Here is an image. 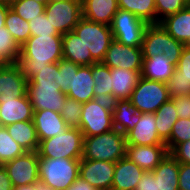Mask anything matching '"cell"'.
<instances>
[{
    "instance_id": "obj_1",
    "label": "cell",
    "mask_w": 190,
    "mask_h": 190,
    "mask_svg": "<svg viewBox=\"0 0 190 190\" xmlns=\"http://www.w3.org/2000/svg\"><path fill=\"white\" fill-rule=\"evenodd\" d=\"M58 69L59 62L48 63L40 69H22L28 80L26 93L33 111L52 110L60 113L67 95L55 81Z\"/></svg>"
},
{
    "instance_id": "obj_2",
    "label": "cell",
    "mask_w": 190,
    "mask_h": 190,
    "mask_svg": "<svg viewBox=\"0 0 190 190\" xmlns=\"http://www.w3.org/2000/svg\"><path fill=\"white\" fill-rule=\"evenodd\" d=\"M61 59L62 35L30 36L20 46L18 64L21 69H40L48 63H58Z\"/></svg>"
},
{
    "instance_id": "obj_3",
    "label": "cell",
    "mask_w": 190,
    "mask_h": 190,
    "mask_svg": "<svg viewBox=\"0 0 190 190\" xmlns=\"http://www.w3.org/2000/svg\"><path fill=\"white\" fill-rule=\"evenodd\" d=\"M83 137L81 159L115 163L126 157V137L115 128L101 135Z\"/></svg>"
},
{
    "instance_id": "obj_4",
    "label": "cell",
    "mask_w": 190,
    "mask_h": 190,
    "mask_svg": "<svg viewBox=\"0 0 190 190\" xmlns=\"http://www.w3.org/2000/svg\"><path fill=\"white\" fill-rule=\"evenodd\" d=\"M80 161L39 157V180L53 190L68 189L79 178Z\"/></svg>"
},
{
    "instance_id": "obj_5",
    "label": "cell",
    "mask_w": 190,
    "mask_h": 190,
    "mask_svg": "<svg viewBox=\"0 0 190 190\" xmlns=\"http://www.w3.org/2000/svg\"><path fill=\"white\" fill-rule=\"evenodd\" d=\"M185 44L175 40L162 26L148 24L142 42L143 58L164 55L173 65H177Z\"/></svg>"
},
{
    "instance_id": "obj_6",
    "label": "cell",
    "mask_w": 190,
    "mask_h": 190,
    "mask_svg": "<svg viewBox=\"0 0 190 190\" xmlns=\"http://www.w3.org/2000/svg\"><path fill=\"white\" fill-rule=\"evenodd\" d=\"M83 138V133L79 128L68 127L62 134L39 141L38 156L81 159Z\"/></svg>"
},
{
    "instance_id": "obj_7",
    "label": "cell",
    "mask_w": 190,
    "mask_h": 190,
    "mask_svg": "<svg viewBox=\"0 0 190 190\" xmlns=\"http://www.w3.org/2000/svg\"><path fill=\"white\" fill-rule=\"evenodd\" d=\"M79 129L83 136H97L114 129L112 102L92 99L83 103Z\"/></svg>"
},
{
    "instance_id": "obj_8",
    "label": "cell",
    "mask_w": 190,
    "mask_h": 190,
    "mask_svg": "<svg viewBox=\"0 0 190 190\" xmlns=\"http://www.w3.org/2000/svg\"><path fill=\"white\" fill-rule=\"evenodd\" d=\"M73 31L79 36L86 49L90 50L92 58L97 63L102 62L113 40L110 26L91 22L82 17Z\"/></svg>"
},
{
    "instance_id": "obj_9",
    "label": "cell",
    "mask_w": 190,
    "mask_h": 190,
    "mask_svg": "<svg viewBox=\"0 0 190 190\" xmlns=\"http://www.w3.org/2000/svg\"><path fill=\"white\" fill-rule=\"evenodd\" d=\"M148 26L144 20L133 13L118 9L110 25L113 39L123 45L141 47L145 30Z\"/></svg>"
},
{
    "instance_id": "obj_10",
    "label": "cell",
    "mask_w": 190,
    "mask_h": 190,
    "mask_svg": "<svg viewBox=\"0 0 190 190\" xmlns=\"http://www.w3.org/2000/svg\"><path fill=\"white\" fill-rule=\"evenodd\" d=\"M170 99L164 82L140 78L129 100L140 113L155 111Z\"/></svg>"
},
{
    "instance_id": "obj_11",
    "label": "cell",
    "mask_w": 190,
    "mask_h": 190,
    "mask_svg": "<svg viewBox=\"0 0 190 190\" xmlns=\"http://www.w3.org/2000/svg\"><path fill=\"white\" fill-rule=\"evenodd\" d=\"M45 14L59 34H66L73 31L82 18V0L47 3Z\"/></svg>"
},
{
    "instance_id": "obj_12",
    "label": "cell",
    "mask_w": 190,
    "mask_h": 190,
    "mask_svg": "<svg viewBox=\"0 0 190 190\" xmlns=\"http://www.w3.org/2000/svg\"><path fill=\"white\" fill-rule=\"evenodd\" d=\"M13 187L34 184L39 180V156L37 151L24 154L3 164Z\"/></svg>"
},
{
    "instance_id": "obj_13",
    "label": "cell",
    "mask_w": 190,
    "mask_h": 190,
    "mask_svg": "<svg viewBox=\"0 0 190 190\" xmlns=\"http://www.w3.org/2000/svg\"><path fill=\"white\" fill-rule=\"evenodd\" d=\"M102 63L110 69L122 68L141 72L143 55L141 47L123 45L113 39Z\"/></svg>"
},
{
    "instance_id": "obj_14",
    "label": "cell",
    "mask_w": 190,
    "mask_h": 190,
    "mask_svg": "<svg viewBox=\"0 0 190 190\" xmlns=\"http://www.w3.org/2000/svg\"><path fill=\"white\" fill-rule=\"evenodd\" d=\"M114 169V162L81 159L79 177L98 190H111Z\"/></svg>"
},
{
    "instance_id": "obj_15",
    "label": "cell",
    "mask_w": 190,
    "mask_h": 190,
    "mask_svg": "<svg viewBox=\"0 0 190 190\" xmlns=\"http://www.w3.org/2000/svg\"><path fill=\"white\" fill-rule=\"evenodd\" d=\"M33 108L27 93L22 97L0 95V126L33 120Z\"/></svg>"
},
{
    "instance_id": "obj_16",
    "label": "cell",
    "mask_w": 190,
    "mask_h": 190,
    "mask_svg": "<svg viewBox=\"0 0 190 190\" xmlns=\"http://www.w3.org/2000/svg\"><path fill=\"white\" fill-rule=\"evenodd\" d=\"M165 144L127 145L126 157L144 171H153L168 154Z\"/></svg>"
},
{
    "instance_id": "obj_17",
    "label": "cell",
    "mask_w": 190,
    "mask_h": 190,
    "mask_svg": "<svg viewBox=\"0 0 190 190\" xmlns=\"http://www.w3.org/2000/svg\"><path fill=\"white\" fill-rule=\"evenodd\" d=\"M155 124L154 113H141L138 123L125 135L127 145L165 144L160 139Z\"/></svg>"
},
{
    "instance_id": "obj_18",
    "label": "cell",
    "mask_w": 190,
    "mask_h": 190,
    "mask_svg": "<svg viewBox=\"0 0 190 190\" xmlns=\"http://www.w3.org/2000/svg\"><path fill=\"white\" fill-rule=\"evenodd\" d=\"M33 123L39 141L62 134L68 128L61 114L52 110L34 111Z\"/></svg>"
},
{
    "instance_id": "obj_19",
    "label": "cell",
    "mask_w": 190,
    "mask_h": 190,
    "mask_svg": "<svg viewBox=\"0 0 190 190\" xmlns=\"http://www.w3.org/2000/svg\"><path fill=\"white\" fill-rule=\"evenodd\" d=\"M144 173L143 169L127 157L121 158L115 162L111 190H135Z\"/></svg>"
},
{
    "instance_id": "obj_20",
    "label": "cell",
    "mask_w": 190,
    "mask_h": 190,
    "mask_svg": "<svg viewBox=\"0 0 190 190\" xmlns=\"http://www.w3.org/2000/svg\"><path fill=\"white\" fill-rule=\"evenodd\" d=\"M94 86L92 65L80 66L78 70H73V79L66 95L83 104L94 99Z\"/></svg>"
},
{
    "instance_id": "obj_21",
    "label": "cell",
    "mask_w": 190,
    "mask_h": 190,
    "mask_svg": "<svg viewBox=\"0 0 190 190\" xmlns=\"http://www.w3.org/2000/svg\"><path fill=\"white\" fill-rule=\"evenodd\" d=\"M27 81L18 63L8 64L0 74V95L24 96L27 91Z\"/></svg>"
},
{
    "instance_id": "obj_22",
    "label": "cell",
    "mask_w": 190,
    "mask_h": 190,
    "mask_svg": "<svg viewBox=\"0 0 190 190\" xmlns=\"http://www.w3.org/2000/svg\"><path fill=\"white\" fill-rule=\"evenodd\" d=\"M118 9V0H82V17L91 22L110 26Z\"/></svg>"
},
{
    "instance_id": "obj_23",
    "label": "cell",
    "mask_w": 190,
    "mask_h": 190,
    "mask_svg": "<svg viewBox=\"0 0 190 190\" xmlns=\"http://www.w3.org/2000/svg\"><path fill=\"white\" fill-rule=\"evenodd\" d=\"M113 126L126 135L141 118V113L129 99L112 101Z\"/></svg>"
},
{
    "instance_id": "obj_24",
    "label": "cell",
    "mask_w": 190,
    "mask_h": 190,
    "mask_svg": "<svg viewBox=\"0 0 190 190\" xmlns=\"http://www.w3.org/2000/svg\"><path fill=\"white\" fill-rule=\"evenodd\" d=\"M62 54L63 59L79 66L97 63L92 58L90 50L86 49L81 39L74 31L62 35Z\"/></svg>"
},
{
    "instance_id": "obj_25",
    "label": "cell",
    "mask_w": 190,
    "mask_h": 190,
    "mask_svg": "<svg viewBox=\"0 0 190 190\" xmlns=\"http://www.w3.org/2000/svg\"><path fill=\"white\" fill-rule=\"evenodd\" d=\"M112 101L129 99L137 86L141 72L122 68L111 69Z\"/></svg>"
},
{
    "instance_id": "obj_26",
    "label": "cell",
    "mask_w": 190,
    "mask_h": 190,
    "mask_svg": "<svg viewBox=\"0 0 190 190\" xmlns=\"http://www.w3.org/2000/svg\"><path fill=\"white\" fill-rule=\"evenodd\" d=\"M159 23L175 40L190 45V4Z\"/></svg>"
},
{
    "instance_id": "obj_27",
    "label": "cell",
    "mask_w": 190,
    "mask_h": 190,
    "mask_svg": "<svg viewBox=\"0 0 190 190\" xmlns=\"http://www.w3.org/2000/svg\"><path fill=\"white\" fill-rule=\"evenodd\" d=\"M175 67L163 54L143 58L141 77L166 83L173 75Z\"/></svg>"
},
{
    "instance_id": "obj_28",
    "label": "cell",
    "mask_w": 190,
    "mask_h": 190,
    "mask_svg": "<svg viewBox=\"0 0 190 190\" xmlns=\"http://www.w3.org/2000/svg\"><path fill=\"white\" fill-rule=\"evenodd\" d=\"M179 167L180 163L168 153L155 169L151 171L155 179H157L158 190H179Z\"/></svg>"
},
{
    "instance_id": "obj_29",
    "label": "cell",
    "mask_w": 190,
    "mask_h": 190,
    "mask_svg": "<svg viewBox=\"0 0 190 190\" xmlns=\"http://www.w3.org/2000/svg\"><path fill=\"white\" fill-rule=\"evenodd\" d=\"M10 136L23 147L25 151H37L39 140L37 138L33 120L20 121L5 126Z\"/></svg>"
},
{
    "instance_id": "obj_30",
    "label": "cell",
    "mask_w": 190,
    "mask_h": 190,
    "mask_svg": "<svg viewBox=\"0 0 190 190\" xmlns=\"http://www.w3.org/2000/svg\"><path fill=\"white\" fill-rule=\"evenodd\" d=\"M94 99L112 102L111 69L102 62L92 64Z\"/></svg>"
},
{
    "instance_id": "obj_31",
    "label": "cell",
    "mask_w": 190,
    "mask_h": 190,
    "mask_svg": "<svg viewBox=\"0 0 190 190\" xmlns=\"http://www.w3.org/2000/svg\"><path fill=\"white\" fill-rule=\"evenodd\" d=\"M156 129L160 139L165 143L172 132L173 125L178 119L174 102L169 99L155 111Z\"/></svg>"
},
{
    "instance_id": "obj_32",
    "label": "cell",
    "mask_w": 190,
    "mask_h": 190,
    "mask_svg": "<svg viewBox=\"0 0 190 190\" xmlns=\"http://www.w3.org/2000/svg\"><path fill=\"white\" fill-rule=\"evenodd\" d=\"M118 7L133 13L148 24H157L155 0H118Z\"/></svg>"
},
{
    "instance_id": "obj_33",
    "label": "cell",
    "mask_w": 190,
    "mask_h": 190,
    "mask_svg": "<svg viewBox=\"0 0 190 190\" xmlns=\"http://www.w3.org/2000/svg\"><path fill=\"white\" fill-rule=\"evenodd\" d=\"M5 27L19 46H22L31 36L29 21H25L11 8L7 12Z\"/></svg>"
},
{
    "instance_id": "obj_34",
    "label": "cell",
    "mask_w": 190,
    "mask_h": 190,
    "mask_svg": "<svg viewBox=\"0 0 190 190\" xmlns=\"http://www.w3.org/2000/svg\"><path fill=\"white\" fill-rule=\"evenodd\" d=\"M20 58V46L4 26L0 28V60L7 64H16Z\"/></svg>"
},
{
    "instance_id": "obj_35",
    "label": "cell",
    "mask_w": 190,
    "mask_h": 190,
    "mask_svg": "<svg viewBox=\"0 0 190 190\" xmlns=\"http://www.w3.org/2000/svg\"><path fill=\"white\" fill-rule=\"evenodd\" d=\"M26 151L8 133L5 126H0V165L19 157Z\"/></svg>"
},
{
    "instance_id": "obj_36",
    "label": "cell",
    "mask_w": 190,
    "mask_h": 190,
    "mask_svg": "<svg viewBox=\"0 0 190 190\" xmlns=\"http://www.w3.org/2000/svg\"><path fill=\"white\" fill-rule=\"evenodd\" d=\"M46 5L33 0H16L10 7L25 21H30L45 12Z\"/></svg>"
},
{
    "instance_id": "obj_37",
    "label": "cell",
    "mask_w": 190,
    "mask_h": 190,
    "mask_svg": "<svg viewBox=\"0 0 190 190\" xmlns=\"http://www.w3.org/2000/svg\"><path fill=\"white\" fill-rule=\"evenodd\" d=\"M190 140V118L177 119L173 125V129L169 139L165 142L168 152L176 145Z\"/></svg>"
},
{
    "instance_id": "obj_38",
    "label": "cell",
    "mask_w": 190,
    "mask_h": 190,
    "mask_svg": "<svg viewBox=\"0 0 190 190\" xmlns=\"http://www.w3.org/2000/svg\"><path fill=\"white\" fill-rule=\"evenodd\" d=\"M81 111L82 103L67 97L61 108L60 114L68 127L79 128Z\"/></svg>"
},
{
    "instance_id": "obj_39",
    "label": "cell",
    "mask_w": 190,
    "mask_h": 190,
    "mask_svg": "<svg viewBox=\"0 0 190 190\" xmlns=\"http://www.w3.org/2000/svg\"><path fill=\"white\" fill-rule=\"evenodd\" d=\"M80 66L65 59L59 61V69L56 71V83L63 93H67L73 79V70H78Z\"/></svg>"
},
{
    "instance_id": "obj_40",
    "label": "cell",
    "mask_w": 190,
    "mask_h": 190,
    "mask_svg": "<svg viewBox=\"0 0 190 190\" xmlns=\"http://www.w3.org/2000/svg\"><path fill=\"white\" fill-rule=\"evenodd\" d=\"M155 4L158 24L165 17L186 8L190 3L188 0H155Z\"/></svg>"
},
{
    "instance_id": "obj_41",
    "label": "cell",
    "mask_w": 190,
    "mask_h": 190,
    "mask_svg": "<svg viewBox=\"0 0 190 190\" xmlns=\"http://www.w3.org/2000/svg\"><path fill=\"white\" fill-rule=\"evenodd\" d=\"M31 36L62 35L47 19L45 12L29 21Z\"/></svg>"
},
{
    "instance_id": "obj_42",
    "label": "cell",
    "mask_w": 190,
    "mask_h": 190,
    "mask_svg": "<svg viewBox=\"0 0 190 190\" xmlns=\"http://www.w3.org/2000/svg\"><path fill=\"white\" fill-rule=\"evenodd\" d=\"M169 79H185L190 81V45H185L179 61Z\"/></svg>"
},
{
    "instance_id": "obj_43",
    "label": "cell",
    "mask_w": 190,
    "mask_h": 190,
    "mask_svg": "<svg viewBox=\"0 0 190 190\" xmlns=\"http://www.w3.org/2000/svg\"><path fill=\"white\" fill-rule=\"evenodd\" d=\"M166 88L170 98L190 95V81L185 79H169L166 83Z\"/></svg>"
},
{
    "instance_id": "obj_44",
    "label": "cell",
    "mask_w": 190,
    "mask_h": 190,
    "mask_svg": "<svg viewBox=\"0 0 190 190\" xmlns=\"http://www.w3.org/2000/svg\"><path fill=\"white\" fill-rule=\"evenodd\" d=\"M169 154L179 163L190 164V140L176 145Z\"/></svg>"
},
{
    "instance_id": "obj_45",
    "label": "cell",
    "mask_w": 190,
    "mask_h": 190,
    "mask_svg": "<svg viewBox=\"0 0 190 190\" xmlns=\"http://www.w3.org/2000/svg\"><path fill=\"white\" fill-rule=\"evenodd\" d=\"M174 102L178 119L190 118V95H183L170 98Z\"/></svg>"
},
{
    "instance_id": "obj_46",
    "label": "cell",
    "mask_w": 190,
    "mask_h": 190,
    "mask_svg": "<svg viewBox=\"0 0 190 190\" xmlns=\"http://www.w3.org/2000/svg\"><path fill=\"white\" fill-rule=\"evenodd\" d=\"M135 190H158L154 174L151 171H145Z\"/></svg>"
},
{
    "instance_id": "obj_47",
    "label": "cell",
    "mask_w": 190,
    "mask_h": 190,
    "mask_svg": "<svg viewBox=\"0 0 190 190\" xmlns=\"http://www.w3.org/2000/svg\"><path fill=\"white\" fill-rule=\"evenodd\" d=\"M178 189L190 190V164L180 163Z\"/></svg>"
},
{
    "instance_id": "obj_48",
    "label": "cell",
    "mask_w": 190,
    "mask_h": 190,
    "mask_svg": "<svg viewBox=\"0 0 190 190\" xmlns=\"http://www.w3.org/2000/svg\"><path fill=\"white\" fill-rule=\"evenodd\" d=\"M13 185L3 165H0V190H12Z\"/></svg>"
},
{
    "instance_id": "obj_49",
    "label": "cell",
    "mask_w": 190,
    "mask_h": 190,
    "mask_svg": "<svg viewBox=\"0 0 190 190\" xmlns=\"http://www.w3.org/2000/svg\"><path fill=\"white\" fill-rule=\"evenodd\" d=\"M69 189L70 190H98L80 177L72 185L69 186Z\"/></svg>"
},
{
    "instance_id": "obj_50",
    "label": "cell",
    "mask_w": 190,
    "mask_h": 190,
    "mask_svg": "<svg viewBox=\"0 0 190 190\" xmlns=\"http://www.w3.org/2000/svg\"><path fill=\"white\" fill-rule=\"evenodd\" d=\"M9 8L10 7L8 6L0 5V28L5 26V20Z\"/></svg>"
},
{
    "instance_id": "obj_51",
    "label": "cell",
    "mask_w": 190,
    "mask_h": 190,
    "mask_svg": "<svg viewBox=\"0 0 190 190\" xmlns=\"http://www.w3.org/2000/svg\"><path fill=\"white\" fill-rule=\"evenodd\" d=\"M34 187L36 190H53L48 185H46L44 182L38 180L34 183Z\"/></svg>"
},
{
    "instance_id": "obj_52",
    "label": "cell",
    "mask_w": 190,
    "mask_h": 190,
    "mask_svg": "<svg viewBox=\"0 0 190 190\" xmlns=\"http://www.w3.org/2000/svg\"><path fill=\"white\" fill-rule=\"evenodd\" d=\"M12 190H36V188L34 187V184H29V185L13 187Z\"/></svg>"
},
{
    "instance_id": "obj_53",
    "label": "cell",
    "mask_w": 190,
    "mask_h": 190,
    "mask_svg": "<svg viewBox=\"0 0 190 190\" xmlns=\"http://www.w3.org/2000/svg\"><path fill=\"white\" fill-rule=\"evenodd\" d=\"M16 0H0V5L11 7Z\"/></svg>"
},
{
    "instance_id": "obj_54",
    "label": "cell",
    "mask_w": 190,
    "mask_h": 190,
    "mask_svg": "<svg viewBox=\"0 0 190 190\" xmlns=\"http://www.w3.org/2000/svg\"><path fill=\"white\" fill-rule=\"evenodd\" d=\"M8 64L3 60H0V74Z\"/></svg>"
},
{
    "instance_id": "obj_55",
    "label": "cell",
    "mask_w": 190,
    "mask_h": 190,
    "mask_svg": "<svg viewBox=\"0 0 190 190\" xmlns=\"http://www.w3.org/2000/svg\"><path fill=\"white\" fill-rule=\"evenodd\" d=\"M33 1H37V2L42 3L44 5H46L48 3L47 0H33Z\"/></svg>"
},
{
    "instance_id": "obj_56",
    "label": "cell",
    "mask_w": 190,
    "mask_h": 190,
    "mask_svg": "<svg viewBox=\"0 0 190 190\" xmlns=\"http://www.w3.org/2000/svg\"><path fill=\"white\" fill-rule=\"evenodd\" d=\"M48 3L57 2V1H63V0H47Z\"/></svg>"
}]
</instances>
